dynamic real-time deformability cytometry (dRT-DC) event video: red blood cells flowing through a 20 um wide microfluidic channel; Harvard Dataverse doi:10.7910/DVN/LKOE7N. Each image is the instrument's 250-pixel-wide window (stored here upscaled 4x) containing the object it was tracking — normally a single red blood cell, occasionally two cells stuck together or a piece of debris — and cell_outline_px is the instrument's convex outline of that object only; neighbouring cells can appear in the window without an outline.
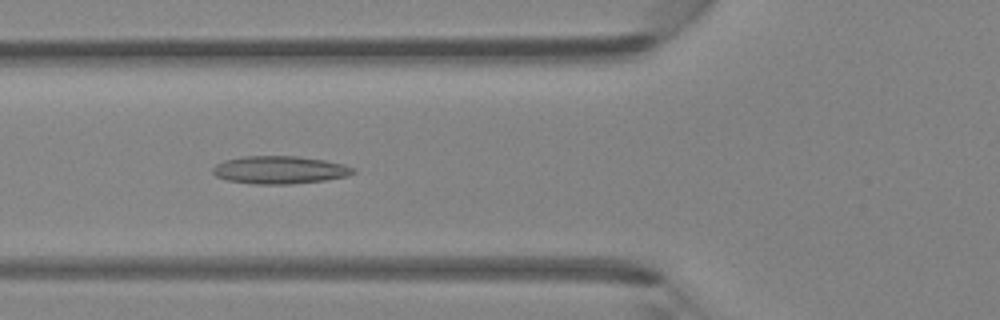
{"species": "Egyptian fruit bat (a non-hibernating species)", "species_latin": "Rousettus aegyptiacus", "temperature_condition": "room temperature", "stored_images_in_passage": 45, "camera_frame_rate_fps": 3000, "um_per_image_px": 0.085, "animal": {"sex": "female"}, "frame": {"image": 1, "passage_image": 17, "time_ms": 5.333, "image_size_px": [1000, 320], "cell_outline_px": [[356, 172], [348, 176], [324, 180], [288, 184], [256, 184], [228, 180], [216, 176], [212, 172], [212, 168], [216, 164], [224, 160], [244, 156], [296, 156], [324, 160], [344, 164], [356, 168]], "centroid_in_image_um": [23.79, 14.43], "position_along_channel_um": 102.0, "area_um2": 22.72}}
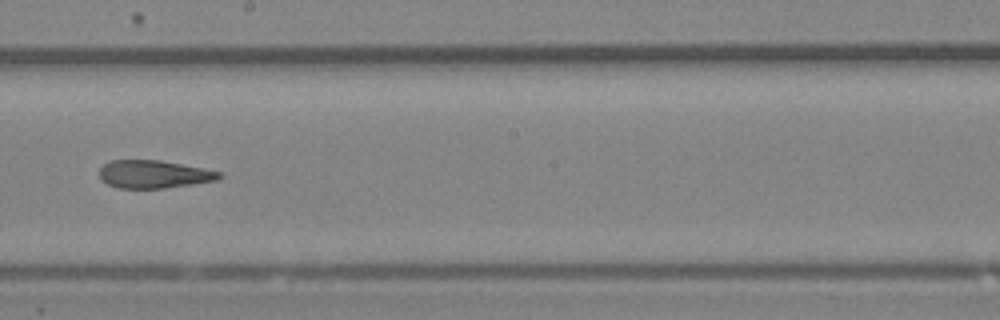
{"frame": {"image": 2, "passage_image": 26, "time_ms": 8.333, "image_size_px": [1000, 320], "cell_outline_px": [[224, 176], [216, 180], [192, 184], [164, 188], [116, 188], [100, 180], [100, 168], [104, 164], [112, 160], [160, 160], [204, 168], [220, 172]], "centroid_in_image_um": [13.06, 14.81], "position_along_channel_um": 235.1, "area_um2": 19.48}}
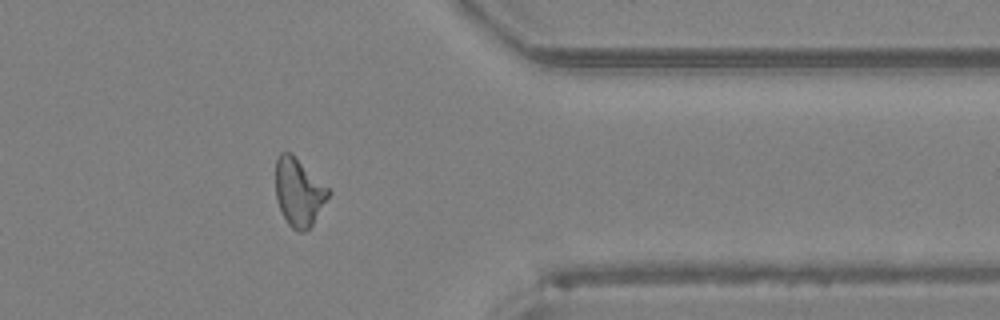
{"frame": {"image": 3, "passage_image": 37, "time_ms": 12.0, "image_size_px": [1000, 320], "cell_outline_px": [[332, 192], [312, 224], [304, 232], [300, 232], [292, 228], [288, 224], [276, 200], [276, 160], [280, 152], [292, 152]], "centroid_in_image_um": [25.39, 16.31], "position_along_channel_um": 386.0, "area_um2": 20.75}}